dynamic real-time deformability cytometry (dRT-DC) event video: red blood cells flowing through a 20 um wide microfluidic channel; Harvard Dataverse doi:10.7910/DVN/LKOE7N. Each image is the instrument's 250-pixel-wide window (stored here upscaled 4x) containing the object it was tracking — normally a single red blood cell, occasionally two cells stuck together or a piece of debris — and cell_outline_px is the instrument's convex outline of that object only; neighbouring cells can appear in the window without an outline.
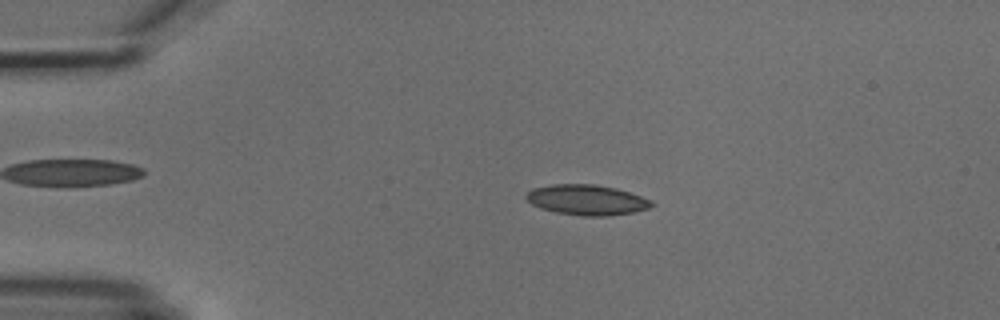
{"species": "common noctule bat (a hibernating species)", "species_latin": "Nyctalus noctula", "temperature_condition": "cold", "stored_images_in_passage": 4, "camera_frame_rate_fps": 3000, "um_per_image_px": 0.085, "animal": {"sex": "male", "body_mass_g": 18.8}, "frame": {"image": 1, "passage_image": 3, "time_ms": 2.333, "image_size_px": [1000, 320], "cell_outline_px": [[656, 204], [648, 208], [636, 212], [608, 216], [584, 216], [556, 212], [540, 208], [532, 204], [524, 196], [532, 188], [552, 184], [596, 184], [616, 188], [652, 200]], "centroid_in_image_um": [49.89, 16.99], "position_along_channel_um": 35.1, "area_um2": 22.25}}